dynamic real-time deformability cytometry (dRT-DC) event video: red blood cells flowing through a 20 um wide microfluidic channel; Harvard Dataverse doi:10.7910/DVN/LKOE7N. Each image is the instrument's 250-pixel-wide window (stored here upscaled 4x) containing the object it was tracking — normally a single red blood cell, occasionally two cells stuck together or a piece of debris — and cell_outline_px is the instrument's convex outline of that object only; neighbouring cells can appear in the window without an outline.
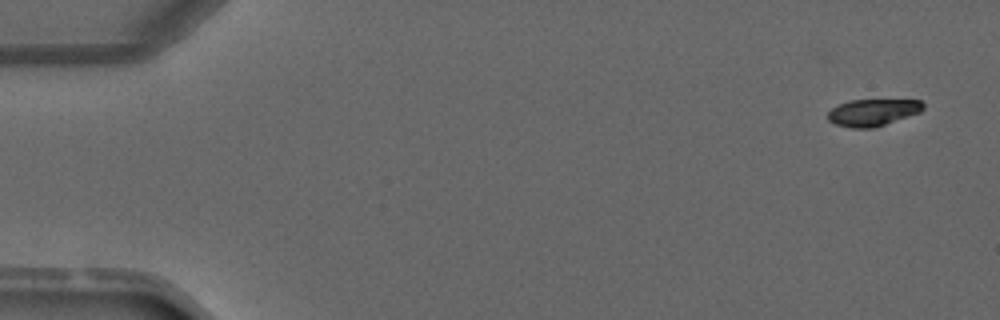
{"species": "common noctule bat (a hibernating species)", "species_latin": "Nyctalus noctula", "temperature_condition": "warm", "stored_images_in_passage": 4, "camera_frame_rate_fps": 3000, "um_per_image_px": 0.085, "animal": {"sex": "male", "forearm_length_mm": 52.5}, "frame": {"image": 1, "passage_image": 1, "time_ms": 0.0, "image_size_px": [1000, 320], "cell_outline_px": [[924, 108], [920, 112], [872, 128], [852, 128], [836, 124], [828, 120], [828, 112], [832, 108], [848, 100], [920, 100], [924, 104]], "centroid_in_image_um": [74.17, 9.55], "position_along_channel_um": 10.8, "area_um2": 14.74}}
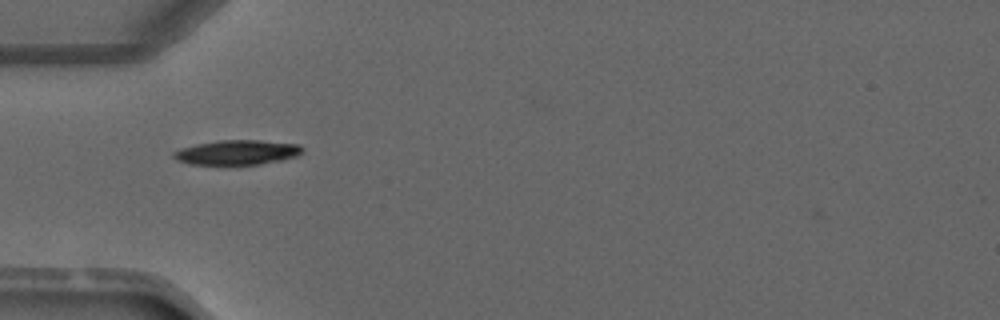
{"frame": {"image": 2, "passage_image": 3, "time_ms": 4.0, "image_size_px": [1000, 320], "cell_outline_px": [[304, 152], [296, 156], [284, 160], [236, 168], [188, 164], [176, 160], [172, 156], [172, 152], [180, 148], [196, 144], [220, 140], [260, 140], [300, 144], [304, 148]], "centroid_in_image_um": [20.14, 13.0], "position_along_channel_um": 64.9, "area_um2": 19.77}}
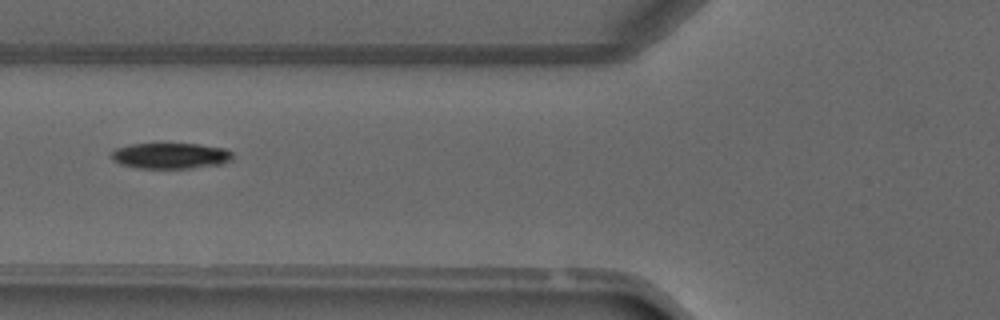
{"frame": {"image": 3, "passage_image": 4, "time_ms": 5.0, "image_size_px": [1000, 320], "cell_outline_px": [[232, 160], [220, 164], [188, 168], [136, 168], [120, 164], [112, 160], [108, 156], [112, 148], [128, 144], [156, 140], [164, 140], [200, 144], [224, 148], [232, 152]], "centroid_in_image_um": [14.36, 13.17], "position_along_channel_um": 111.4, "area_um2": 19.65}}